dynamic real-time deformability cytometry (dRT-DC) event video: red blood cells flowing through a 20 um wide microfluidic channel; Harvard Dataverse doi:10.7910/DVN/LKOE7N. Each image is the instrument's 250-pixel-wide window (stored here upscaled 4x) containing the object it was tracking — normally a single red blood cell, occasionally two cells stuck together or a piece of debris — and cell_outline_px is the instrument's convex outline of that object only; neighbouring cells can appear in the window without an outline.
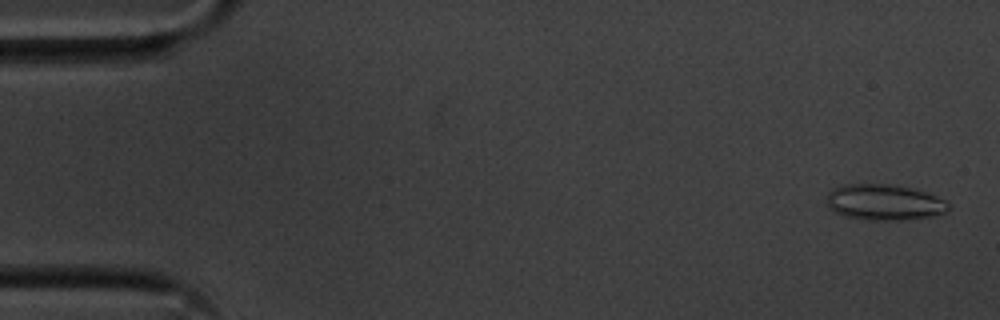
{"species": "common noctule bat (a hibernating species)", "species_latin": "Nyctalus noctula", "temperature_condition": "cold", "stored_images_in_passage": 52, "camera_frame_rate_fps": 3000, "um_per_image_px": 0.085, "animal": {"sex": "male", "body_mass_g": 20.1, "forearm_length_mm": 53.5}, "frame": {"image": 1, "passage_image": 2, "time_ms": 0.333, "image_size_px": [1000, 320], "cell_outline_px": [[948, 208], [944, 212], [932, 216], [908, 220], [868, 220], [844, 216], [828, 208], [828, 192], [832, 188], [844, 184], [888, 184], [908, 188], [924, 192], [936, 196], [944, 200], [948, 204]], "centroid_in_image_um": [75.12, 17.2], "position_along_channel_um": 9.9, "area_um2": 25.26}}
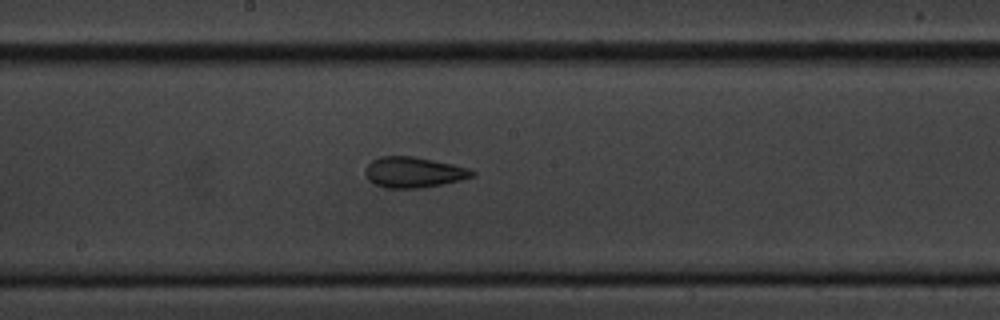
{"frame": {"image": 2, "passage_image": 29, "time_ms": 9.333, "image_size_px": [1000, 320], "cell_outline_px": [[476, 176], [460, 180], [420, 188], [384, 188], [368, 180], [364, 172], [368, 164], [372, 160], [380, 156], [416, 156], [452, 164], [468, 168], [476, 172]], "centroid_in_image_um": [35.15, 14.64], "position_along_channel_um": 213.0, "area_um2": 19.13}}
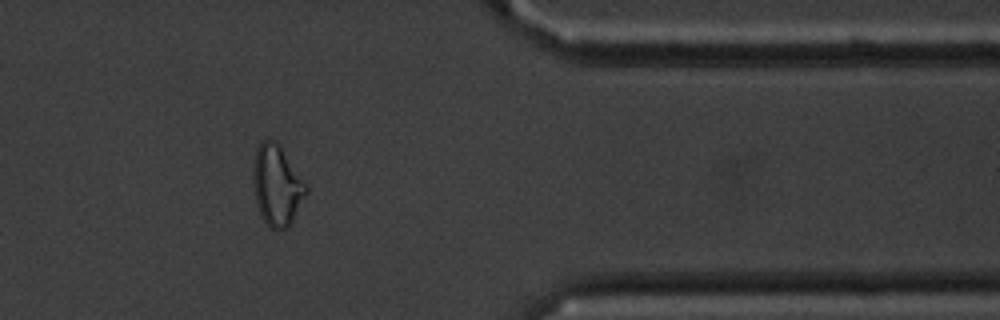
{"frame": {"image": 3, "passage_image": 45, "time_ms": 14.667, "image_size_px": [1000, 320], "cell_outline_px": [[308, 192], [288, 228], [272, 228], [264, 220], [256, 204], [252, 184], [252, 168], [256, 148], [268, 136], [276, 140], [280, 144], [308, 184]], "centroid_in_image_um": [23.54, 15.68], "position_along_channel_um": 387.9, "area_um2": 25.37}, "authors_computed_cell_mechanics": {"area_um2": 20.1433, "velocity_mm_per_s": 3.6288, "shape_relaxation_time_tau1_ms": null, "shape_relaxation_time_tau2_ms": 2.8909, "deformation_change_tau1": null, "deformation_change_tau2": 0.0934}}